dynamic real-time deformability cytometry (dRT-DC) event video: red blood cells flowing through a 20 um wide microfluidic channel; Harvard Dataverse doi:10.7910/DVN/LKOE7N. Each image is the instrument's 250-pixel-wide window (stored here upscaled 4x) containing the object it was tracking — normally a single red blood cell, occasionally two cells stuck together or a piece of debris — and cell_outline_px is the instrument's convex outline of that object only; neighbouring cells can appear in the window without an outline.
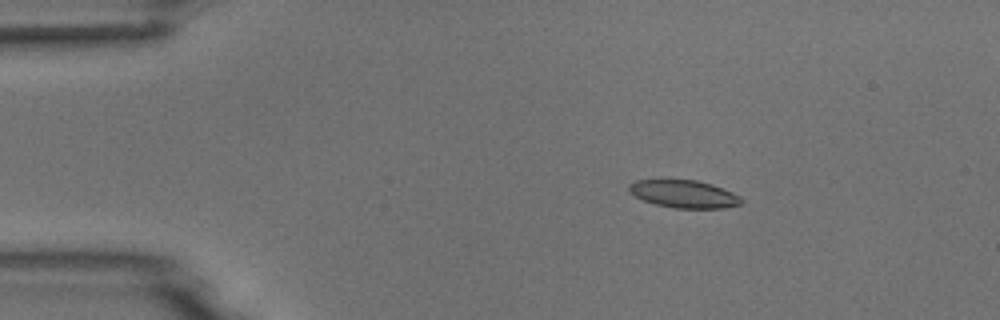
{"species": "common noctule bat (a hibernating species)", "species_latin": "Nyctalus noctula", "temperature_condition": "room temperature", "stored_images_in_passage": 6, "segment_of_instrument_passage": [1, 2], "camera_frame_rate_fps": 3000, "um_per_image_px": 0.085, "animal": {"sex": "male", "body_mass_g": 18.8}, "frame": {"image": 1, "passage_image": 3, "time_ms": 2.333, "image_size_px": [1000, 320], "cell_outline_px": [[744, 204], [724, 208], [676, 208], [656, 204], [644, 200], [636, 196], [628, 188], [628, 184], [636, 180], [696, 180], [712, 184], [732, 192], [740, 196], [744, 200]], "centroid_in_image_um": [58.2, 16.49], "position_along_channel_um": 26.8, "area_um2": 18.03}}